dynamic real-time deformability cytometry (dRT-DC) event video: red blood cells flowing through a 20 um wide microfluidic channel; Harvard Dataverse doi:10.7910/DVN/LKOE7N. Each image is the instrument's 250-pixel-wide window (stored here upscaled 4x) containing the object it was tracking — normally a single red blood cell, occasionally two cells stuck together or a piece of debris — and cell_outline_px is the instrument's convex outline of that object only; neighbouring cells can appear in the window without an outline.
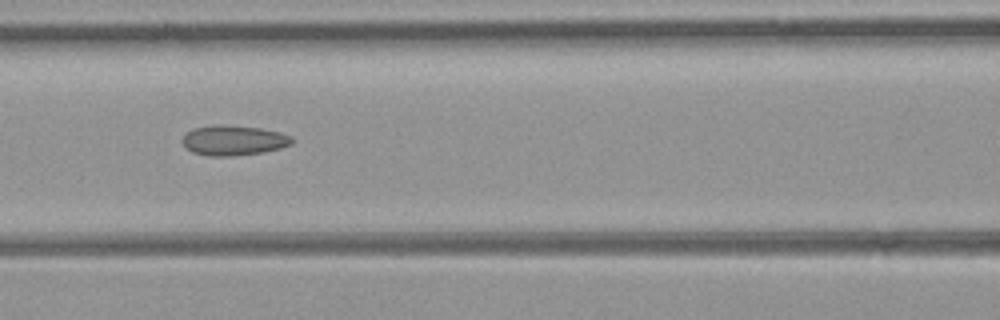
{"species": "common noctule bat (a hibernating species)", "species_latin": "Nyctalus noctula", "temperature_condition": "room temperature", "stored_images_in_passage": 5, "segment_of_instrument_passage": [1, 2], "camera_frame_rate_fps": 3000, "um_per_image_px": 0.085, "animal": {"sex": "female", "body_mass_g": 21.9}, "frame": {"image": 1, "passage_image": 4, "time_ms": 1.0, "image_size_px": [1000, 320], "cell_outline_px": [[292, 144], [280, 148], [260, 152], [232, 156], [208, 156], [192, 152], [180, 140], [192, 128], [216, 124], [224, 124], [260, 128], [280, 132], [292, 136]], "centroid_in_image_um": [19.84, 11.92], "position_along_channel_um": 146.8, "area_um2": 19.19}}